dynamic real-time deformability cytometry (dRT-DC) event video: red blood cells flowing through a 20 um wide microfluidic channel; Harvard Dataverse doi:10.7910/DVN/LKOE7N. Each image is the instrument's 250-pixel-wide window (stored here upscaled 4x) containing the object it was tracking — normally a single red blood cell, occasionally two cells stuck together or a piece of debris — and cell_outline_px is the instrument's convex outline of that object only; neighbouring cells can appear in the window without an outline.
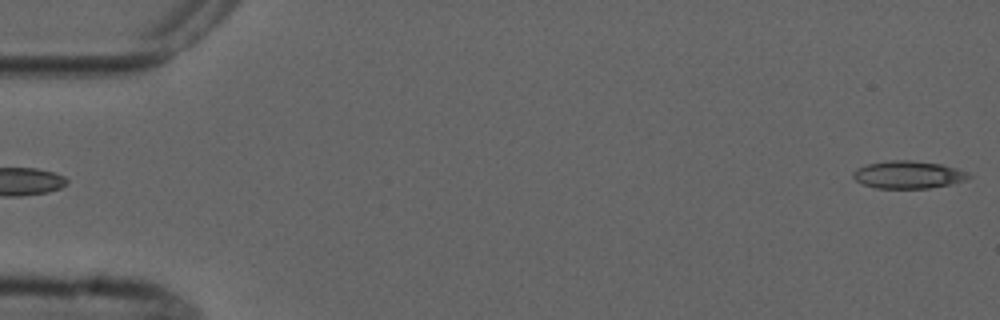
{"species": "common noctule bat (a hibernating species)", "species_latin": "Nyctalus noctula", "temperature_condition": "cold", "stored_images_in_passage": 5, "camera_frame_rate_fps": 3000, "um_per_image_px": 0.085, "animal": {"sex": "male", "forearm_length_mm": 52.5}, "frame": {"image": 1, "passage_image": 5, "time_ms": 4.667, "image_size_px": [1000, 320], "cell_outline_px": [[972, 176], [968, 180], [928, 188], [876, 188], [860, 184], [852, 176], [852, 172], [856, 168], [868, 164], [892, 160], [912, 160], [940, 164], [956, 168], [968, 172]], "centroid_in_image_um": [77.18, 14.85], "position_along_channel_um": 7.8, "area_um2": 18.61}}